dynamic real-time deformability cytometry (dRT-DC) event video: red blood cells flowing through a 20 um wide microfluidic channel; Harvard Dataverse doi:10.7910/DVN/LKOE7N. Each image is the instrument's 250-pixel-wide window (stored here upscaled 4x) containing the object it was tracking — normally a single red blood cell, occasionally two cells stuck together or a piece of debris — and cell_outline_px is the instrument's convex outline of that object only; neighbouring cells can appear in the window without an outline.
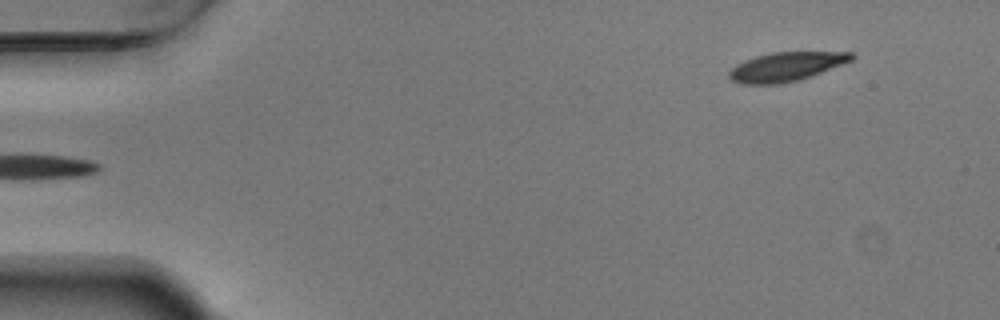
{"species": "Egyptian fruit bat (a non-hibernating species)", "species_latin": "Rousettus aegyptiacus", "temperature_condition": "warm", "stored_images_in_passage": 50, "camera_frame_rate_fps": 3000, "um_per_image_px": 0.085, "animal": {"sex": "male"}, "frame": {"image": 1, "passage_image": 1, "time_ms": 0.0, "image_size_px": [1000, 320], "cell_outline_px": [[856, 56], [852, 60], [820, 72], [796, 80], [776, 84], [740, 84], [732, 80], [728, 76], [728, 72], [736, 64], [744, 60], [756, 56], [772, 52], [852, 52]], "centroid_in_image_um": [66.77, 5.66], "position_along_channel_um": 18.2, "area_um2": 20.4}}
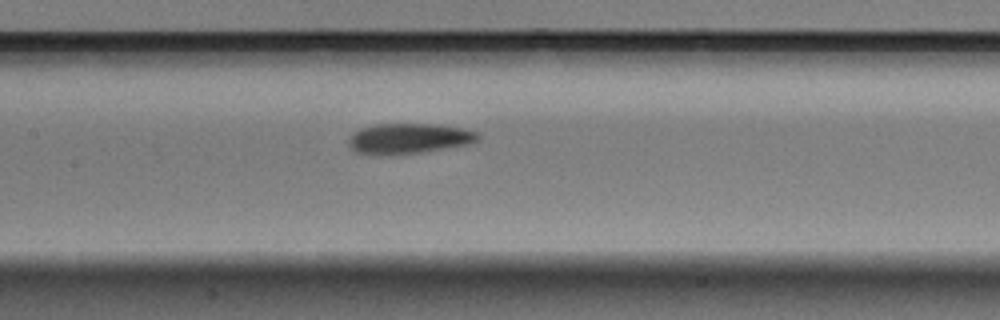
{"frame": {"image": 2, "passage_image": 22, "time_ms": 7.0, "image_size_px": [1000, 320], "cell_outline_px": [[480, 136], [476, 140], [468, 144], [420, 152], [380, 156], [372, 156], [352, 152], [348, 144], [348, 140], [352, 132], [360, 128], [376, 124], [436, 124], [464, 128], [476, 132]], "centroid_in_image_um": [34.64, 11.78], "position_along_channel_um": 172.8, "area_um2": 23.18}}
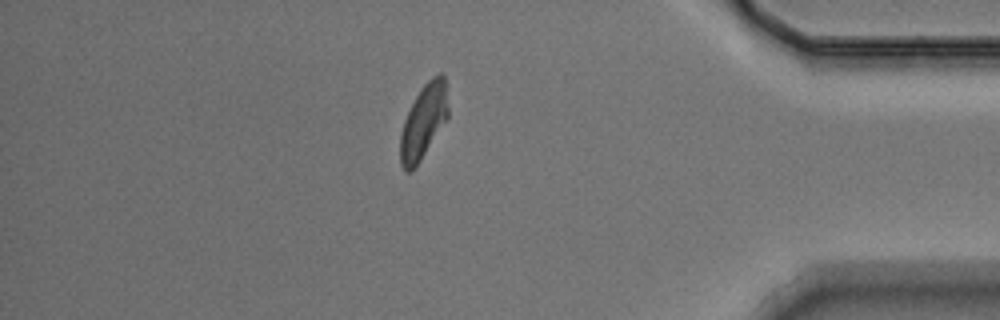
{"frame": {"image": 3, "passage_image": 43, "time_ms": 14.0, "image_size_px": [1000, 320], "cell_outline_px": [[448, 120], [412, 172], [404, 172], [400, 164], [400, 136], [404, 120], [420, 88], [432, 76], [440, 72], [444, 72], [448, 108]], "centroid_in_image_um": [36.01, 10.34], "position_along_channel_um": 399.2, "area_um2": 20.98}, "authors_computed_cell_mechanics": {"area_um2": 21.8773, "velocity_mm_per_s": 3.6984, "shape_relaxation_time_tau1_ms": 3.929, "shape_relaxation_time_tau2_ms": 2.798, "deformation_change_tau1": 0.1648, "deformation_change_tau2": 0.0973}}